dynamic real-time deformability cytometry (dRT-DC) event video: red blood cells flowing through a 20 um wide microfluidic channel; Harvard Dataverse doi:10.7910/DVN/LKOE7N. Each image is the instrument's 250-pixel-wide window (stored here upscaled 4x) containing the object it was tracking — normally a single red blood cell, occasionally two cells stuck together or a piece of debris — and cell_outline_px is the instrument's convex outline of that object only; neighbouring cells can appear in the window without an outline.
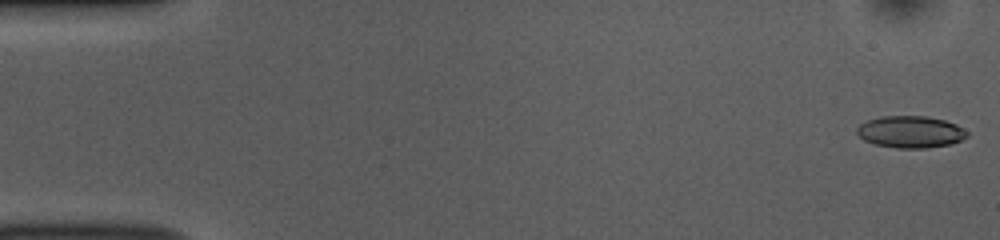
{"species": "common noctule bat (a hibernating species)", "species_latin": "Nyctalus noctula", "temperature_condition": "room temperature", "stored_images_in_passage": 52, "camera_frame_rate_fps": 3000, "um_per_image_px": 0.085, "animal": {"sex": "female", "body_mass_g": 10.0, "forearm_length_mm": 53.1}, "frame": {"image": 1, "passage_image": 1, "time_ms": 0.0, "image_size_px": [1000, 240], "cell_outline_px": [[968, 136], [952, 144], [924, 148], [896, 148], [876, 144], [864, 140], [856, 132], [856, 128], [860, 124], [868, 120], [880, 116], [928, 116], [944, 120], [956, 124], [968, 132]], "centroid_in_image_um": [77.39, 11.2], "position_along_channel_um": 7.6, "area_um2": 20.46}}
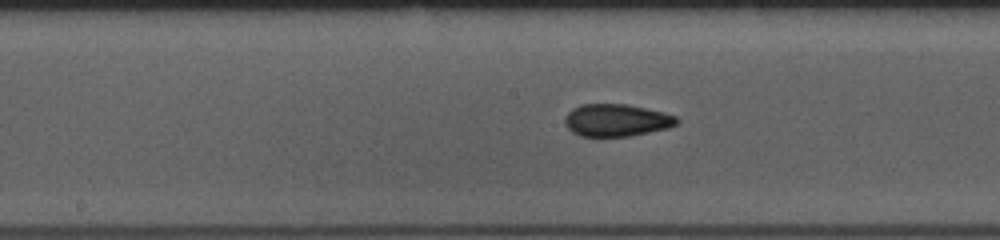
{"frame": {"image": 2, "passage_image": 26, "time_ms": 8.333, "image_size_px": [1000, 240], "cell_outline_px": [[680, 120], [676, 124], [668, 128], [628, 136], [580, 136], [572, 132], [564, 124], [564, 120], [568, 112], [572, 108], [580, 104], [628, 104], [664, 112], [676, 116]], "centroid_in_image_um": [52.39, 10.21], "position_along_channel_um": 195.8, "area_um2": 21.15}}
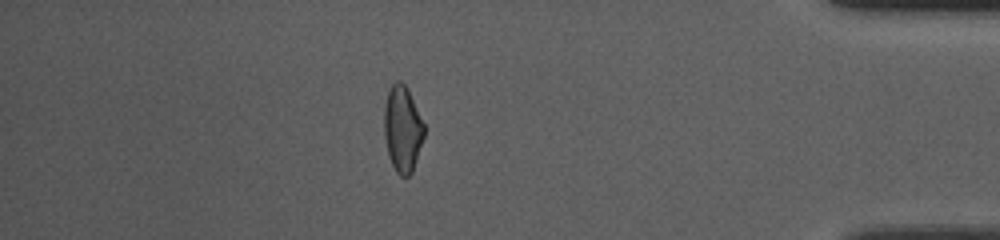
{"frame": {"image": 3, "passage_image": 45, "time_ms": 14.667, "image_size_px": [1000, 240], "cell_outline_px": [[424, 136], [412, 172], [408, 176], [400, 176], [396, 172], [388, 156], [384, 136], [384, 108], [388, 92], [392, 84], [396, 80], [400, 80], [408, 88], [424, 124]], "centroid_in_image_um": [34.2, 10.95], "position_along_channel_um": 401.0, "area_um2": 20.06}, "authors_computed_cell_mechanics": {"area_um2": 20.9236, "velocity_mm_per_s": 3.8661, "shape_relaxation_time_tau1_ms": 5.0091, "shape_relaxation_time_tau2_ms": 1.6014, "deformation_change_tau1": 0.1418, "deformation_change_tau2": 0.0812}}